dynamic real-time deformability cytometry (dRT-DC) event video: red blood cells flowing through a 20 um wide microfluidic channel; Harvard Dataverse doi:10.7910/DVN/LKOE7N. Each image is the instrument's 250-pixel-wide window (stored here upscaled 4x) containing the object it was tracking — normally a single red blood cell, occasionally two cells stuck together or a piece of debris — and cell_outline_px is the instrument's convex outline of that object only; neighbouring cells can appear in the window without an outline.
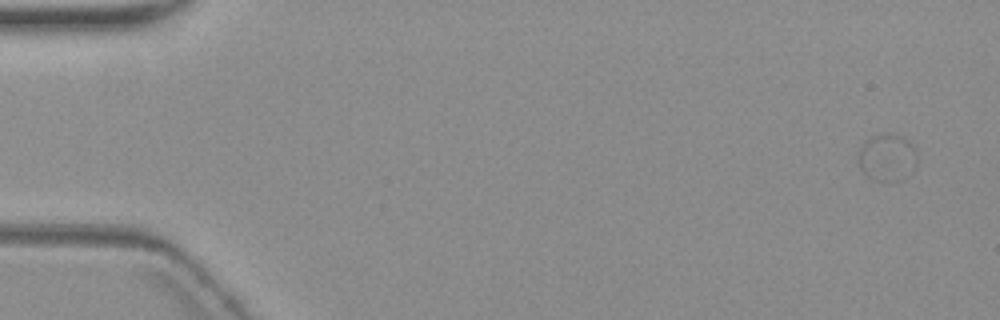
{"species": "common noctule bat (a hibernating species)", "species_latin": "Nyctalus noctula", "temperature_condition": "warm", "stored_images_in_passage": 6, "camera_frame_rate_fps": 3000, "um_per_image_px": 0.085, "animal": {"sex": "female", "body_mass_g": 19.3, "forearm_length_mm": 54.1}, "frame": {"image": 1, "passage_image": 1, "time_ms": 0.0, "image_size_px": [1000, 320], "cell_outline_px": [[916, 164], [912, 172], [908, 176], [892, 184], [888, 184], [872, 180], [860, 168], [856, 160], [856, 156], [860, 148], [872, 136], [888, 132], [904, 136], [916, 148]], "centroid_in_image_um": [75.41, 13.42], "position_along_channel_um": 9.6, "area_um2": 16.88}}
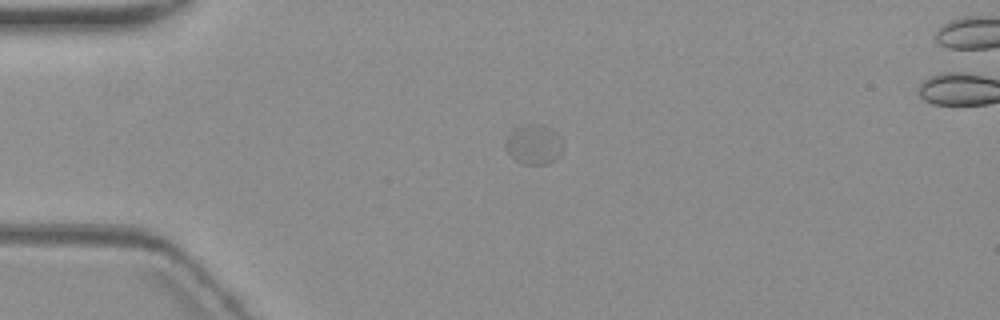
{"frame": {"image": 2, "passage_image": 4, "time_ms": 4.0, "image_size_px": [1000, 320], "cell_outline_px": [[564, 148], [560, 156], [556, 160], [548, 164], [524, 164], [516, 160], [504, 148], [504, 140], [516, 128], [524, 124], [540, 124], [552, 128], [560, 136], [564, 144]], "centroid_in_image_um": [45.42, 12.28], "position_along_channel_um": 39.6, "area_um2": 13.64}}